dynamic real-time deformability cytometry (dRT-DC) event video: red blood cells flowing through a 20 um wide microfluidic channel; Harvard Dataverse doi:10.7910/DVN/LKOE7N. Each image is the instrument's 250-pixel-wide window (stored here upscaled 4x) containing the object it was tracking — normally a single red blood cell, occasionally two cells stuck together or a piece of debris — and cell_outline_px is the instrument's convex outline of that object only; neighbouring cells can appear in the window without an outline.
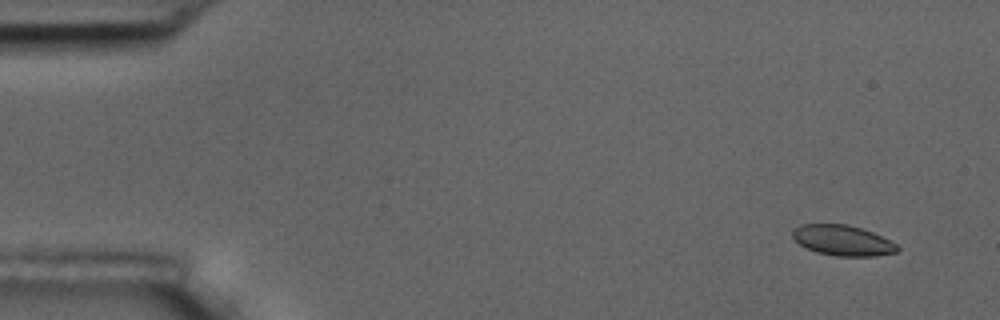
{"species": "common noctule bat (a hibernating species)", "species_latin": "Nyctalus noctula", "temperature_condition": "room temperature", "stored_images_in_passage": 6, "camera_frame_rate_fps": 3000, "um_per_image_px": 0.085, "animal": {"sex": "male", "body_mass_g": 17.5, "forearm_length_mm": 52.3}, "frame": {"image": 1, "passage_image": 1, "time_ms": 0.0, "image_size_px": [1000, 320], "cell_outline_px": [[900, 248], [896, 252], [876, 256], [836, 256], [816, 252], [792, 240], [792, 232], [800, 224], [848, 224], [872, 232], [896, 244]], "centroid_in_image_um": [71.6, 20.43], "position_along_channel_um": 13.4, "area_um2": 18.5}}
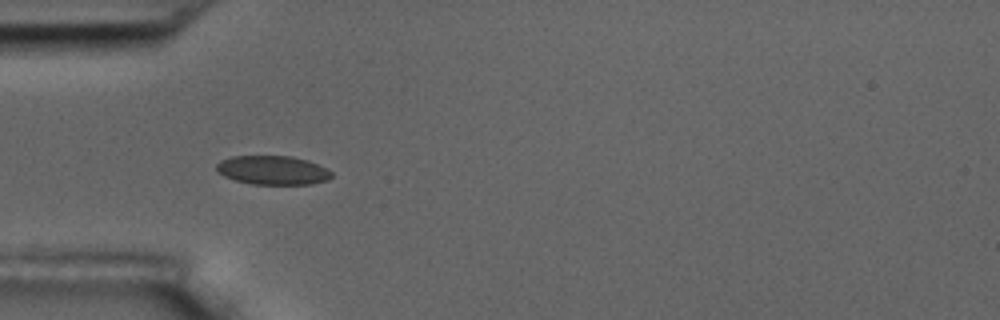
{"frame": {"image": 2, "passage_image": 5, "time_ms": 4.667, "image_size_px": [1000, 320], "cell_outline_px": [[332, 176], [328, 180], [312, 184], [252, 184], [236, 180], [224, 176], [216, 172], [216, 164], [220, 160], [232, 156], [292, 156], [308, 160], [332, 172]], "centroid_in_image_um": [23.15, 14.46], "position_along_channel_um": 61.8, "area_um2": 19.42}}